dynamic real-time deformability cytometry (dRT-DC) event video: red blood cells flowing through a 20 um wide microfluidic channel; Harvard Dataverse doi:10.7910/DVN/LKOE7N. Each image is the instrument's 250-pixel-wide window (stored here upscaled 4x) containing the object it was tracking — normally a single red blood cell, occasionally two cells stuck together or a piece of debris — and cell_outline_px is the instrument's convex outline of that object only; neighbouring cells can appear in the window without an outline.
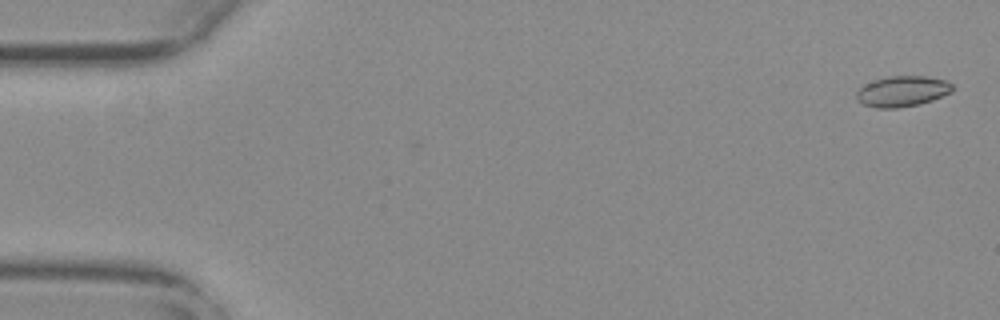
{"species": "common noctule bat (a hibernating species)", "species_latin": "Nyctalus noctula", "temperature_condition": "warm", "stored_images_in_passage": 49, "camera_frame_rate_fps": 3000, "um_per_image_px": 0.085, "animal": {"sex": "female", "body_mass_g": 29.2, "forearm_length_mm": 56.3}, "frame": {"image": 1, "passage_image": 2, "time_ms": 0.333, "image_size_px": [1000, 320], "cell_outline_px": [[956, 88], [952, 92], [932, 100], [920, 104], [896, 108], [876, 108], [864, 104], [856, 100], [856, 92], [860, 88], [876, 80], [888, 76], [928, 76], [944, 80], [952, 84]], "centroid_in_image_um": [76.74, 7.76], "position_along_channel_um": 8.3, "area_um2": 17.11}}
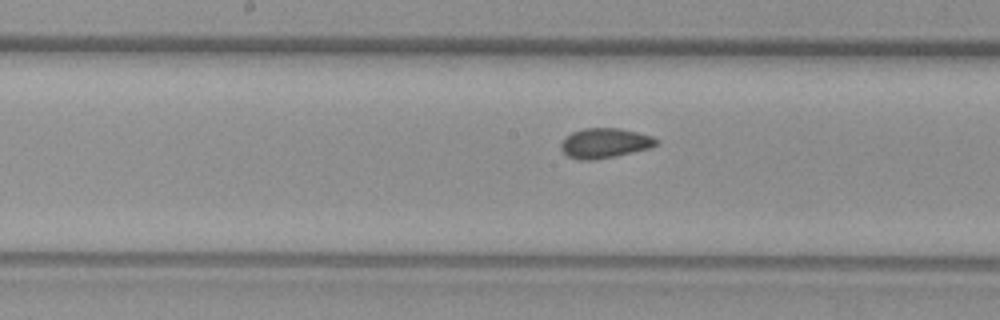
{"frame": {"image": 2, "passage_image": 29, "time_ms": 9.333, "image_size_px": [1000, 320], "cell_outline_px": [[660, 140], [652, 148], [592, 160], [580, 160], [568, 156], [560, 148], [560, 144], [564, 136], [572, 132], [584, 128], [620, 128], [652, 136]], "centroid_in_image_um": [51.39, 12.15], "position_along_channel_um": 196.8, "area_um2": 16.59}}
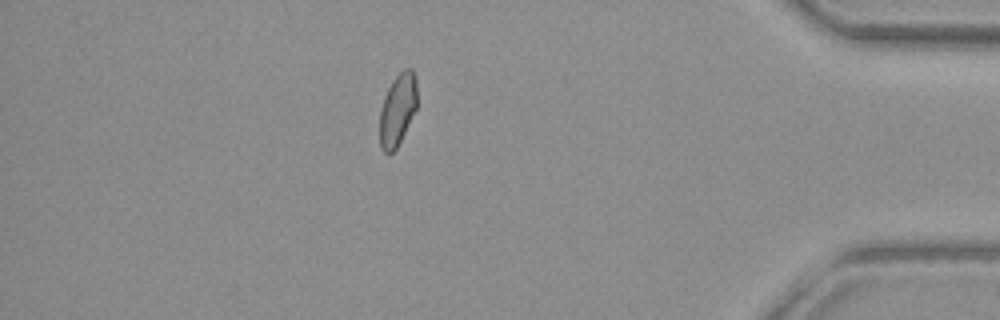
{"frame": {"image": 3, "passage_image": 49, "time_ms": 16.0, "image_size_px": [1000, 320], "cell_outline_px": [[416, 108], [396, 148], [392, 152], [384, 152], [380, 148], [380, 112], [384, 96], [392, 80], [404, 68], [412, 68], [416, 76]], "centroid_in_image_um": [33.79, 9.27], "position_along_channel_um": 401.4, "area_um2": 15.43}, "authors_computed_cell_mechanics": {"area_um2": 16.5886, "velocity_mm_per_s": 3.7308, "shape_relaxation_time_tau1_ms": null, "shape_relaxation_time_tau2_ms": 2.0417, "deformation_change_tau1": null, "deformation_change_tau2": 0.0373}}